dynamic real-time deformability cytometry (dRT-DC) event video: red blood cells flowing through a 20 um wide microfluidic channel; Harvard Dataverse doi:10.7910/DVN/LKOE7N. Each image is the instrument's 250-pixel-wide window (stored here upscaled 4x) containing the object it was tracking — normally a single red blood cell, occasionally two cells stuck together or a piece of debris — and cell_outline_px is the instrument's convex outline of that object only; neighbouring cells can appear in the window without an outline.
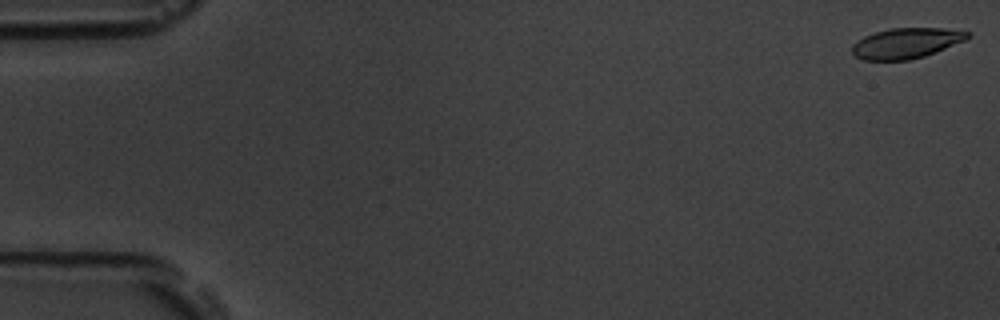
{"species": "common noctule bat (a hibernating species)", "species_latin": "Nyctalus noctula", "temperature_condition": "room temperature", "stored_images_in_passage": 54, "camera_frame_rate_fps": 3000, "um_per_image_px": 0.085, "animal": {"sex": "male", "body_mass_g": 19.5, "forearm_length_mm": 54.6}, "frame": {"image": 1, "passage_image": 1, "time_ms": 0.0, "image_size_px": [1000, 320], "cell_outline_px": [[972, 36], [964, 40], [924, 56], [908, 60], [864, 60], [856, 56], [852, 52], [852, 44], [856, 40], [864, 36], [876, 32], [892, 28], [944, 28], [972, 32]], "centroid_in_image_um": [77.02, 3.66], "position_along_channel_um": 8.0, "area_um2": 20.35}}
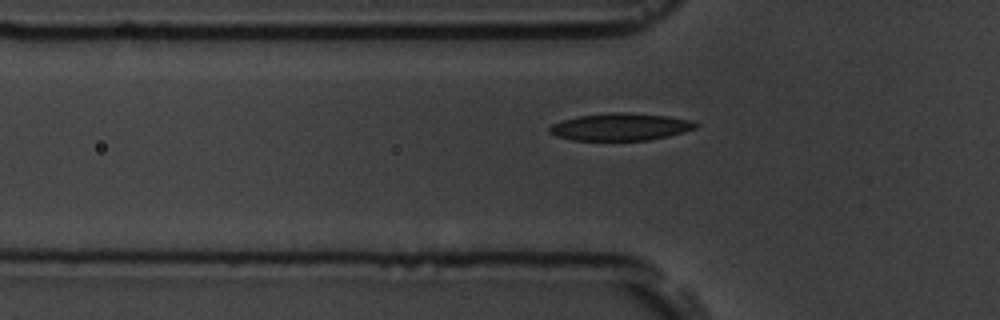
{"frame": {"image": 2, "passage_image": 18, "time_ms": 5.667, "image_size_px": [1000, 320], "cell_outline_px": [[700, 124], [696, 128], [684, 132], [668, 136], [648, 140], [572, 140], [556, 136], [548, 132], [548, 128], [552, 124], [564, 120], [580, 116], [616, 112], [628, 112], [668, 116], [692, 120]], "centroid_in_image_um": [52.77, 10.78], "position_along_channel_um": 73.0, "area_um2": 23.24}}
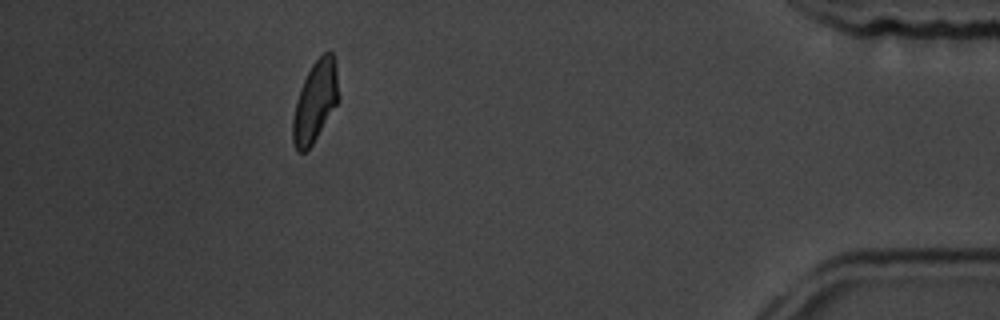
{"frame": {"image": 3, "passage_image": 49, "time_ms": 16.0, "image_size_px": [1000, 320], "cell_outline_px": [[340, 100], [312, 144], [304, 152], [296, 152], [292, 140], [292, 120], [296, 100], [300, 88], [312, 64], [324, 52], [332, 52], [336, 68], [340, 96]], "centroid_in_image_um": [26.79, 8.65], "position_along_channel_um": 408.4, "area_um2": 21.62}, "authors_computed_cell_mechanics": {"area_um2": 22.2819, "velocity_mm_per_s": 3.7647, "shape_relaxation_time_tau1_ms": 3.421, "shape_relaxation_time_tau2_ms": 2.8642, "deformation_change_tau1": 0.1465, "deformation_change_tau2": 0.0926}}